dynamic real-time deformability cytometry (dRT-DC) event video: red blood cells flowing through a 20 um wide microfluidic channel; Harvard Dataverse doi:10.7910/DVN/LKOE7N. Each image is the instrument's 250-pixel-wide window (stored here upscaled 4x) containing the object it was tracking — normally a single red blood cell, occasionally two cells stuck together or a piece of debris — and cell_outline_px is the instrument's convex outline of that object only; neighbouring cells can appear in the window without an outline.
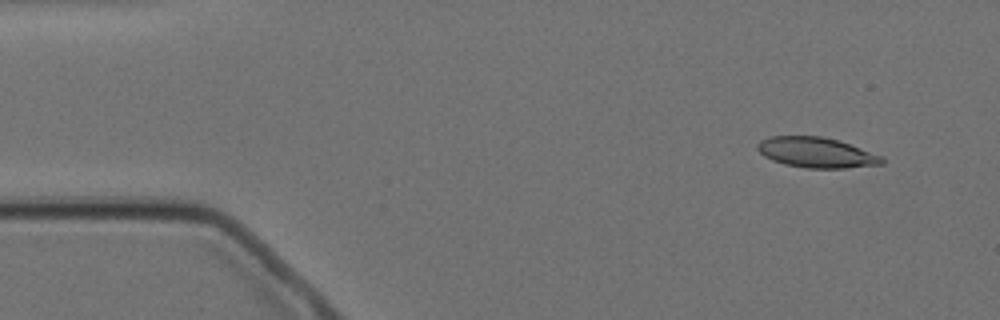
{"species": "Egyptian fruit bat (a non-hibernating species)", "species_latin": "Rousettus aegyptiacus", "temperature_condition": "cold", "stored_images_in_passage": 4, "camera_frame_rate_fps": 3000, "um_per_image_px": 0.085, "animal": {"sex": "female"}, "frame": {"image": 1, "passage_image": 1, "time_ms": 0.0, "image_size_px": [1000, 320], "cell_outline_px": [[884, 164], [844, 168], [808, 168], [784, 164], [772, 160], [764, 156], [756, 148], [756, 144], [760, 140], [768, 136], [820, 136], [840, 140], [884, 156]], "centroid_in_image_um": [69.41, 12.95], "position_along_channel_um": 15.6, "area_um2": 22.25}}
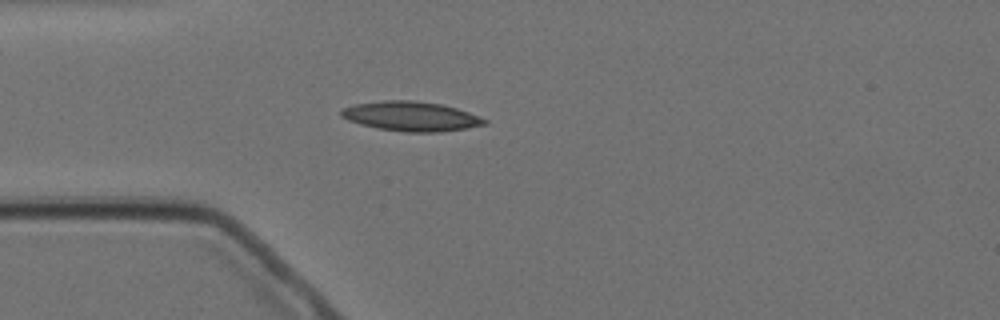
{"frame": {"image": 2, "passage_image": 4, "time_ms": 3.333, "image_size_px": [1000, 320], "cell_outline_px": [[488, 124], [468, 128], [440, 132], [404, 132], [376, 128], [360, 124], [348, 120], [340, 116], [340, 112], [344, 108], [356, 104], [384, 100], [412, 100], [440, 104], [456, 108], [468, 112], [488, 120]], "centroid_in_image_um": [34.95, 9.89], "position_along_channel_um": 50.1, "area_um2": 24.68}}